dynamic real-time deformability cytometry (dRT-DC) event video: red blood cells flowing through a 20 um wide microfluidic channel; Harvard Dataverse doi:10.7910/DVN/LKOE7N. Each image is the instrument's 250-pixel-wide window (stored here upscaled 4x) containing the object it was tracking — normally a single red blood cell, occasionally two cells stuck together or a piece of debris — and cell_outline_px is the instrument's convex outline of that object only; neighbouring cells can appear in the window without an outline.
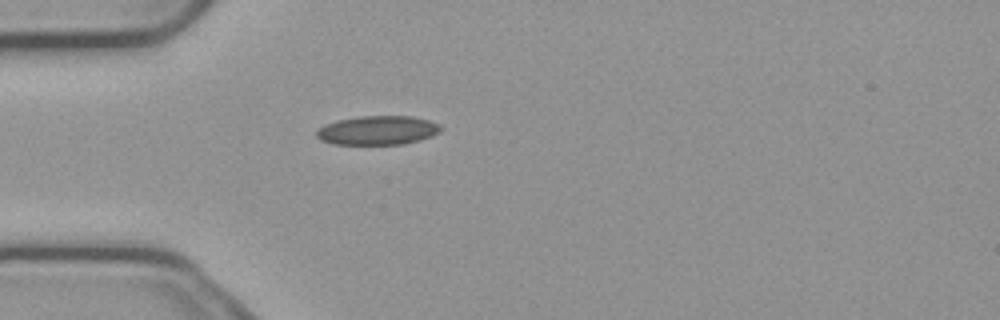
{"species": "common noctule bat (a hibernating species)", "species_latin": "Nyctalus noctula", "temperature_condition": "cold", "stored_images_in_passage": 1, "camera_frame_rate_fps": 3000, "um_per_image_px": 0.085, "animal": {"sex": "male", "body_mass_g": 23.1, "forearm_length_mm": 52.7}, "frame": {"image": 1, "passage_image": 1, "time_ms": 0.0, "image_size_px": [1000, 320], "cell_outline_px": [[440, 132], [432, 136], [420, 140], [400, 144], [332, 144], [320, 140], [316, 136], [316, 132], [324, 124], [336, 120], [360, 116], [412, 116], [428, 120], [440, 124]], "centroid_in_image_um": [32.08, 11.07], "position_along_channel_um": 52.9, "area_um2": 21.04}}